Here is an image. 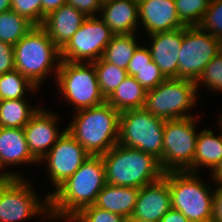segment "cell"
I'll return each mask as SVG.
<instances>
[{"mask_svg": "<svg viewBox=\"0 0 222 222\" xmlns=\"http://www.w3.org/2000/svg\"><path fill=\"white\" fill-rule=\"evenodd\" d=\"M105 185L102 157L90 156L72 176L49 195L51 220L69 221L82 208L93 205Z\"/></svg>", "mask_w": 222, "mask_h": 222, "instance_id": "obj_1", "label": "cell"}, {"mask_svg": "<svg viewBox=\"0 0 222 222\" xmlns=\"http://www.w3.org/2000/svg\"><path fill=\"white\" fill-rule=\"evenodd\" d=\"M72 113L66 130L91 156H101L118 144L120 112L109 103Z\"/></svg>", "mask_w": 222, "mask_h": 222, "instance_id": "obj_2", "label": "cell"}, {"mask_svg": "<svg viewBox=\"0 0 222 222\" xmlns=\"http://www.w3.org/2000/svg\"><path fill=\"white\" fill-rule=\"evenodd\" d=\"M13 51L15 70L39 89L50 76L55 82L61 62L60 49L42 26H34L13 46Z\"/></svg>", "mask_w": 222, "mask_h": 222, "instance_id": "obj_3", "label": "cell"}, {"mask_svg": "<svg viewBox=\"0 0 222 222\" xmlns=\"http://www.w3.org/2000/svg\"><path fill=\"white\" fill-rule=\"evenodd\" d=\"M101 157L106 183L111 185L140 189L164 175L159 160L138 149L116 144Z\"/></svg>", "mask_w": 222, "mask_h": 222, "instance_id": "obj_4", "label": "cell"}, {"mask_svg": "<svg viewBox=\"0 0 222 222\" xmlns=\"http://www.w3.org/2000/svg\"><path fill=\"white\" fill-rule=\"evenodd\" d=\"M168 182L172 208L180 211L191 222H211L215 183L203 181L200 173L189 171L164 172Z\"/></svg>", "mask_w": 222, "mask_h": 222, "instance_id": "obj_5", "label": "cell"}, {"mask_svg": "<svg viewBox=\"0 0 222 222\" xmlns=\"http://www.w3.org/2000/svg\"><path fill=\"white\" fill-rule=\"evenodd\" d=\"M26 178L0 181V222H23L38 217L41 222H52L49 195L37 194L38 189L33 187L32 179Z\"/></svg>", "mask_w": 222, "mask_h": 222, "instance_id": "obj_6", "label": "cell"}, {"mask_svg": "<svg viewBox=\"0 0 222 222\" xmlns=\"http://www.w3.org/2000/svg\"><path fill=\"white\" fill-rule=\"evenodd\" d=\"M59 98L73 107V112L106 102L102 95L93 63L61 60L55 79Z\"/></svg>", "mask_w": 222, "mask_h": 222, "instance_id": "obj_7", "label": "cell"}, {"mask_svg": "<svg viewBox=\"0 0 222 222\" xmlns=\"http://www.w3.org/2000/svg\"><path fill=\"white\" fill-rule=\"evenodd\" d=\"M198 99L194 81L166 79L147 91L144 108L163 120L182 119L197 115L192 112Z\"/></svg>", "mask_w": 222, "mask_h": 222, "instance_id": "obj_8", "label": "cell"}, {"mask_svg": "<svg viewBox=\"0 0 222 222\" xmlns=\"http://www.w3.org/2000/svg\"><path fill=\"white\" fill-rule=\"evenodd\" d=\"M165 121L145 108L121 112L118 144L149 153L160 160Z\"/></svg>", "mask_w": 222, "mask_h": 222, "instance_id": "obj_9", "label": "cell"}, {"mask_svg": "<svg viewBox=\"0 0 222 222\" xmlns=\"http://www.w3.org/2000/svg\"><path fill=\"white\" fill-rule=\"evenodd\" d=\"M199 116L166 120L163 151L159 164L164 172L185 171L192 163L196 150ZM198 128V129H197Z\"/></svg>", "mask_w": 222, "mask_h": 222, "instance_id": "obj_10", "label": "cell"}, {"mask_svg": "<svg viewBox=\"0 0 222 222\" xmlns=\"http://www.w3.org/2000/svg\"><path fill=\"white\" fill-rule=\"evenodd\" d=\"M222 51V41L199 26H184L178 58V79L196 82L204 67Z\"/></svg>", "mask_w": 222, "mask_h": 222, "instance_id": "obj_11", "label": "cell"}, {"mask_svg": "<svg viewBox=\"0 0 222 222\" xmlns=\"http://www.w3.org/2000/svg\"><path fill=\"white\" fill-rule=\"evenodd\" d=\"M114 34L99 17H87L78 31L60 49L61 60L92 63L100 59Z\"/></svg>", "mask_w": 222, "mask_h": 222, "instance_id": "obj_12", "label": "cell"}, {"mask_svg": "<svg viewBox=\"0 0 222 222\" xmlns=\"http://www.w3.org/2000/svg\"><path fill=\"white\" fill-rule=\"evenodd\" d=\"M91 155L67 131L58 138L55 145L40 160L39 165L46 166L47 178L52 188L50 195L60 184L72 176Z\"/></svg>", "mask_w": 222, "mask_h": 222, "instance_id": "obj_13", "label": "cell"}, {"mask_svg": "<svg viewBox=\"0 0 222 222\" xmlns=\"http://www.w3.org/2000/svg\"><path fill=\"white\" fill-rule=\"evenodd\" d=\"M55 112L42 106L23 127L28 148L38 162L49 152L66 130V127L63 129L59 127L61 116H59L60 113Z\"/></svg>", "mask_w": 222, "mask_h": 222, "instance_id": "obj_14", "label": "cell"}, {"mask_svg": "<svg viewBox=\"0 0 222 222\" xmlns=\"http://www.w3.org/2000/svg\"><path fill=\"white\" fill-rule=\"evenodd\" d=\"M38 163L31 155L23 128L0 127V173L5 178H25L26 176L24 172L10 170L8 167L17 168L20 165L28 167Z\"/></svg>", "mask_w": 222, "mask_h": 222, "instance_id": "obj_15", "label": "cell"}, {"mask_svg": "<svg viewBox=\"0 0 222 222\" xmlns=\"http://www.w3.org/2000/svg\"><path fill=\"white\" fill-rule=\"evenodd\" d=\"M138 10L139 34L143 32L144 37L185 26L179 19L174 0H140Z\"/></svg>", "mask_w": 222, "mask_h": 222, "instance_id": "obj_16", "label": "cell"}, {"mask_svg": "<svg viewBox=\"0 0 222 222\" xmlns=\"http://www.w3.org/2000/svg\"><path fill=\"white\" fill-rule=\"evenodd\" d=\"M147 36V41H150H146V46L150 51L152 60L160 68L166 79H177L183 27Z\"/></svg>", "mask_w": 222, "mask_h": 222, "instance_id": "obj_17", "label": "cell"}, {"mask_svg": "<svg viewBox=\"0 0 222 222\" xmlns=\"http://www.w3.org/2000/svg\"><path fill=\"white\" fill-rule=\"evenodd\" d=\"M171 208L169 184L162 177L159 181L140 188L132 216L144 222H160Z\"/></svg>", "mask_w": 222, "mask_h": 222, "instance_id": "obj_18", "label": "cell"}, {"mask_svg": "<svg viewBox=\"0 0 222 222\" xmlns=\"http://www.w3.org/2000/svg\"><path fill=\"white\" fill-rule=\"evenodd\" d=\"M114 35L139 32L138 2L134 0L102 1L98 15Z\"/></svg>", "mask_w": 222, "mask_h": 222, "instance_id": "obj_19", "label": "cell"}, {"mask_svg": "<svg viewBox=\"0 0 222 222\" xmlns=\"http://www.w3.org/2000/svg\"><path fill=\"white\" fill-rule=\"evenodd\" d=\"M86 18L76 8L65 4L49 13L41 26L54 44L61 49L78 31Z\"/></svg>", "mask_w": 222, "mask_h": 222, "instance_id": "obj_20", "label": "cell"}, {"mask_svg": "<svg viewBox=\"0 0 222 222\" xmlns=\"http://www.w3.org/2000/svg\"><path fill=\"white\" fill-rule=\"evenodd\" d=\"M214 134L212 129L203 127L199 130L193 163L185 170L200 173L203 168H208L210 173L222 159V130Z\"/></svg>", "mask_w": 222, "mask_h": 222, "instance_id": "obj_21", "label": "cell"}, {"mask_svg": "<svg viewBox=\"0 0 222 222\" xmlns=\"http://www.w3.org/2000/svg\"><path fill=\"white\" fill-rule=\"evenodd\" d=\"M139 190L136 187L115 186L106 183L93 205L127 218L133 215Z\"/></svg>", "mask_w": 222, "mask_h": 222, "instance_id": "obj_22", "label": "cell"}, {"mask_svg": "<svg viewBox=\"0 0 222 222\" xmlns=\"http://www.w3.org/2000/svg\"><path fill=\"white\" fill-rule=\"evenodd\" d=\"M147 91L135 77L127 76L106 99L118 112L144 108Z\"/></svg>", "mask_w": 222, "mask_h": 222, "instance_id": "obj_23", "label": "cell"}, {"mask_svg": "<svg viewBox=\"0 0 222 222\" xmlns=\"http://www.w3.org/2000/svg\"><path fill=\"white\" fill-rule=\"evenodd\" d=\"M28 99L0 100V127L23 128L42 107L33 105Z\"/></svg>", "mask_w": 222, "mask_h": 222, "instance_id": "obj_24", "label": "cell"}, {"mask_svg": "<svg viewBox=\"0 0 222 222\" xmlns=\"http://www.w3.org/2000/svg\"><path fill=\"white\" fill-rule=\"evenodd\" d=\"M138 35L139 33L114 35L106 46L102 58L119 68L127 70L135 50L143 42L140 37H137Z\"/></svg>", "mask_w": 222, "mask_h": 222, "instance_id": "obj_25", "label": "cell"}, {"mask_svg": "<svg viewBox=\"0 0 222 222\" xmlns=\"http://www.w3.org/2000/svg\"><path fill=\"white\" fill-rule=\"evenodd\" d=\"M38 91L40 89L17 70L0 75V100L27 98L29 93L35 96Z\"/></svg>", "mask_w": 222, "mask_h": 222, "instance_id": "obj_26", "label": "cell"}, {"mask_svg": "<svg viewBox=\"0 0 222 222\" xmlns=\"http://www.w3.org/2000/svg\"><path fill=\"white\" fill-rule=\"evenodd\" d=\"M34 25L12 9L0 13V41L14 46Z\"/></svg>", "mask_w": 222, "mask_h": 222, "instance_id": "obj_27", "label": "cell"}, {"mask_svg": "<svg viewBox=\"0 0 222 222\" xmlns=\"http://www.w3.org/2000/svg\"><path fill=\"white\" fill-rule=\"evenodd\" d=\"M102 95L107 99L128 76L127 70L105 61L102 57L92 62Z\"/></svg>", "mask_w": 222, "mask_h": 222, "instance_id": "obj_28", "label": "cell"}, {"mask_svg": "<svg viewBox=\"0 0 222 222\" xmlns=\"http://www.w3.org/2000/svg\"><path fill=\"white\" fill-rule=\"evenodd\" d=\"M195 85L198 95L202 88H205V91L210 90L209 93L222 92V51L204 67Z\"/></svg>", "mask_w": 222, "mask_h": 222, "instance_id": "obj_29", "label": "cell"}, {"mask_svg": "<svg viewBox=\"0 0 222 222\" xmlns=\"http://www.w3.org/2000/svg\"><path fill=\"white\" fill-rule=\"evenodd\" d=\"M180 21L185 26H198L210 0H174Z\"/></svg>", "mask_w": 222, "mask_h": 222, "instance_id": "obj_30", "label": "cell"}, {"mask_svg": "<svg viewBox=\"0 0 222 222\" xmlns=\"http://www.w3.org/2000/svg\"><path fill=\"white\" fill-rule=\"evenodd\" d=\"M198 26L222 41V0H210Z\"/></svg>", "mask_w": 222, "mask_h": 222, "instance_id": "obj_31", "label": "cell"}, {"mask_svg": "<svg viewBox=\"0 0 222 222\" xmlns=\"http://www.w3.org/2000/svg\"><path fill=\"white\" fill-rule=\"evenodd\" d=\"M121 215L112 213L108 210L101 209L94 205L82 208L74 215L70 222H123Z\"/></svg>", "mask_w": 222, "mask_h": 222, "instance_id": "obj_32", "label": "cell"}, {"mask_svg": "<svg viewBox=\"0 0 222 222\" xmlns=\"http://www.w3.org/2000/svg\"><path fill=\"white\" fill-rule=\"evenodd\" d=\"M11 9L25 17L34 26L42 25L41 0H11Z\"/></svg>", "mask_w": 222, "mask_h": 222, "instance_id": "obj_33", "label": "cell"}, {"mask_svg": "<svg viewBox=\"0 0 222 222\" xmlns=\"http://www.w3.org/2000/svg\"><path fill=\"white\" fill-rule=\"evenodd\" d=\"M134 77L146 91L156 88L159 84L166 80L160 68L152 60L148 66L142 69H134Z\"/></svg>", "mask_w": 222, "mask_h": 222, "instance_id": "obj_34", "label": "cell"}, {"mask_svg": "<svg viewBox=\"0 0 222 222\" xmlns=\"http://www.w3.org/2000/svg\"><path fill=\"white\" fill-rule=\"evenodd\" d=\"M142 44L137 47L133 57L129 61V65L127 67V74L129 76L134 77V69H142L143 67L148 66V64L152 61L150 51L144 43V40Z\"/></svg>", "mask_w": 222, "mask_h": 222, "instance_id": "obj_35", "label": "cell"}, {"mask_svg": "<svg viewBox=\"0 0 222 222\" xmlns=\"http://www.w3.org/2000/svg\"><path fill=\"white\" fill-rule=\"evenodd\" d=\"M67 4L82 12L86 17H97L102 6L101 0H67Z\"/></svg>", "mask_w": 222, "mask_h": 222, "instance_id": "obj_36", "label": "cell"}, {"mask_svg": "<svg viewBox=\"0 0 222 222\" xmlns=\"http://www.w3.org/2000/svg\"><path fill=\"white\" fill-rule=\"evenodd\" d=\"M15 70L13 46L0 41V75Z\"/></svg>", "mask_w": 222, "mask_h": 222, "instance_id": "obj_37", "label": "cell"}, {"mask_svg": "<svg viewBox=\"0 0 222 222\" xmlns=\"http://www.w3.org/2000/svg\"><path fill=\"white\" fill-rule=\"evenodd\" d=\"M211 222H222V182H215L214 185L213 212Z\"/></svg>", "mask_w": 222, "mask_h": 222, "instance_id": "obj_38", "label": "cell"}, {"mask_svg": "<svg viewBox=\"0 0 222 222\" xmlns=\"http://www.w3.org/2000/svg\"><path fill=\"white\" fill-rule=\"evenodd\" d=\"M42 2V24L45 17L52 11L67 4V0H41Z\"/></svg>", "mask_w": 222, "mask_h": 222, "instance_id": "obj_39", "label": "cell"}, {"mask_svg": "<svg viewBox=\"0 0 222 222\" xmlns=\"http://www.w3.org/2000/svg\"><path fill=\"white\" fill-rule=\"evenodd\" d=\"M160 222H191L180 211L171 208L160 220Z\"/></svg>", "mask_w": 222, "mask_h": 222, "instance_id": "obj_40", "label": "cell"}, {"mask_svg": "<svg viewBox=\"0 0 222 222\" xmlns=\"http://www.w3.org/2000/svg\"><path fill=\"white\" fill-rule=\"evenodd\" d=\"M210 176L214 183L222 182V159L216 168L210 173Z\"/></svg>", "mask_w": 222, "mask_h": 222, "instance_id": "obj_41", "label": "cell"}, {"mask_svg": "<svg viewBox=\"0 0 222 222\" xmlns=\"http://www.w3.org/2000/svg\"><path fill=\"white\" fill-rule=\"evenodd\" d=\"M11 10V0H0V13Z\"/></svg>", "mask_w": 222, "mask_h": 222, "instance_id": "obj_42", "label": "cell"}, {"mask_svg": "<svg viewBox=\"0 0 222 222\" xmlns=\"http://www.w3.org/2000/svg\"><path fill=\"white\" fill-rule=\"evenodd\" d=\"M123 222H144V221H141L139 219L134 218L133 216H130V217L124 218Z\"/></svg>", "mask_w": 222, "mask_h": 222, "instance_id": "obj_43", "label": "cell"}, {"mask_svg": "<svg viewBox=\"0 0 222 222\" xmlns=\"http://www.w3.org/2000/svg\"><path fill=\"white\" fill-rule=\"evenodd\" d=\"M221 113H222V111H221ZM220 113V115H219V118L217 119L218 121L216 122L217 124H216V126H218L219 127V129H221L222 130V114Z\"/></svg>", "mask_w": 222, "mask_h": 222, "instance_id": "obj_44", "label": "cell"}, {"mask_svg": "<svg viewBox=\"0 0 222 222\" xmlns=\"http://www.w3.org/2000/svg\"><path fill=\"white\" fill-rule=\"evenodd\" d=\"M5 177L0 173V181L4 180Z\"/></svg>", "mask_w": 222, "mask_h": 222, "instance_id": "obj_45", "label": "cell"}]
</instances>
